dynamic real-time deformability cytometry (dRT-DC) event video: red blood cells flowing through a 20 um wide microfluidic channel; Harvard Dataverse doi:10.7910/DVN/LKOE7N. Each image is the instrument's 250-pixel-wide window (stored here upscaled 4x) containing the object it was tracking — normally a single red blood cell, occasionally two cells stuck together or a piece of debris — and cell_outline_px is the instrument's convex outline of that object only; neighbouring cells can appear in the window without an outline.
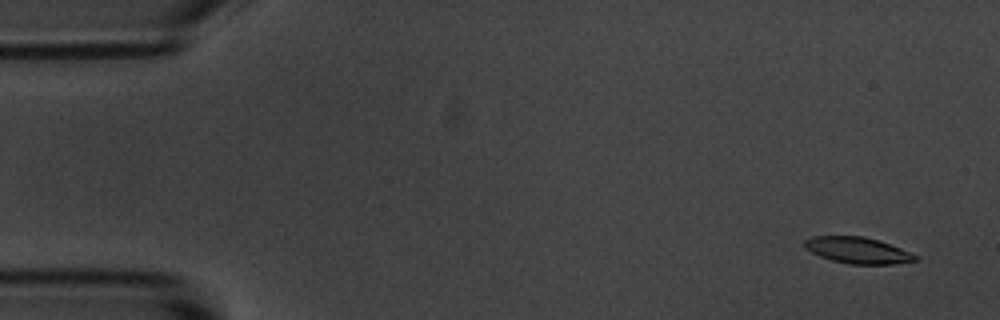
{"species": "common noctule bat (a hibernating species)", "species_latin": "Nyctalus noctula", "temperature_condition": "room temperature", "stored_images_in_passage": 4, "camera_frame_rate_fps": 3000, "um_per_image_px": 0.085, "animal": {"sex": "male", "body_mass_g": 20.1, "forearm_length_mm": 53.5}, "frame": {"image": 1, "passage_image": 1, "time_ms": 0.0, "image_size_px": [1000, 320], "cell_outline_px": [[920, 260], [892, 264], [848, 264], [832, 260], [820, 256], [812, 252], [804, 244], [804, 240], [812, 236], [864, 236], [900, 248], [916, 256]], "centroid_in_image_um": [72.89, 21.28], "position_along_channel_um": 12.1, "area_um2": 16.65}}
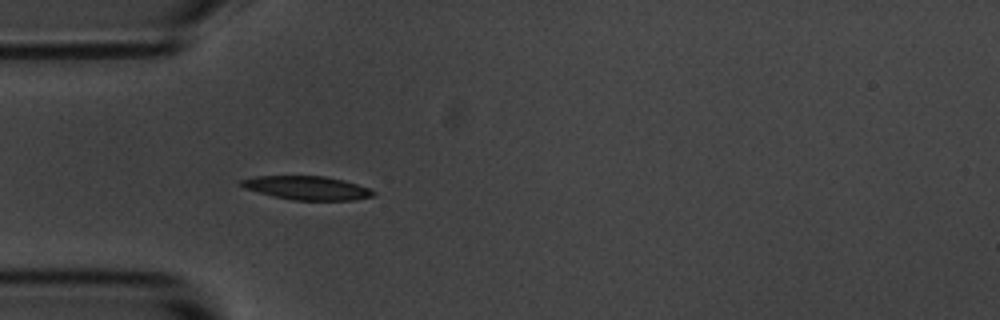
{"frame": {"image": 2, "passage_image": 4, "time_ms": 4.333, "image_size_px": [1000, 320], "cell_outline_px": [[376, 196], [352, 200], [292, 200], [272, 196], [244, 188], [240, 184], [240, 180], [256, 176], [324, 176], [344, 180], [368, 188], [376, 192]], "centroid_in_image_um": [26.1, 15.98], "position_along_channel_um": 58.9, "area_um2": 18.21}}